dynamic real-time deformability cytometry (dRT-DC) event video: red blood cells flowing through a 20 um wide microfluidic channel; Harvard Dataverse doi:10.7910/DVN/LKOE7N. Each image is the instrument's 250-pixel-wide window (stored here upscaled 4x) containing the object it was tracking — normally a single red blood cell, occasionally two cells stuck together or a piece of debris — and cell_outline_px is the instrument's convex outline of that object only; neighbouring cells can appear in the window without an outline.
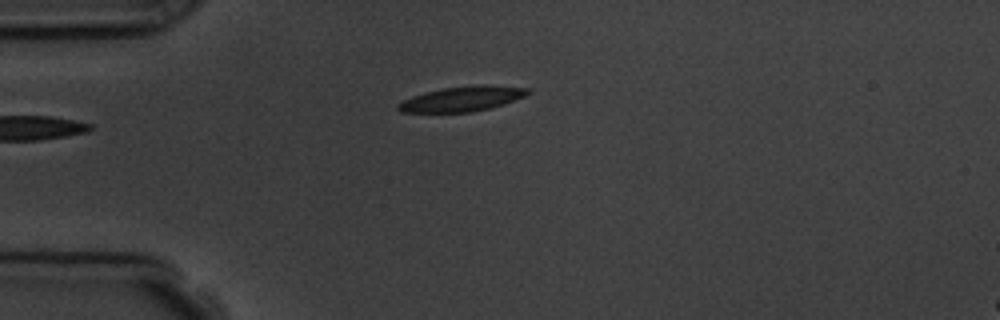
{"species": "common noctule bat (a hibernating species)", "species_latin": "Nyctalus noctula", "temperature_condition": "room temperature", "stored_images_in_passage": 3, "camera_frame_rate_fps": 3000, "um_per_image_px": 0.085, "animal": {"sex": "male", "body_mass_g": 19.5, "forearm_length_mm": 54.6}, "frame": {"image": 1, "passage_image": 3, "time_ms": 2.333, "image_size_px": [1000, 320], "cell_outline_px": [[532, 92], [524, 96], [492, 108], [472, 112], [400, 112], [396, 108], [396, 104], [412, 96], [424, 92], [444, 88], [476, 84], [488, 84], [532, 88]], "centroid_in_image_um": [39.31, 8.39], "position_along_channel_um": 45.7, "area_um2": 19.13}}